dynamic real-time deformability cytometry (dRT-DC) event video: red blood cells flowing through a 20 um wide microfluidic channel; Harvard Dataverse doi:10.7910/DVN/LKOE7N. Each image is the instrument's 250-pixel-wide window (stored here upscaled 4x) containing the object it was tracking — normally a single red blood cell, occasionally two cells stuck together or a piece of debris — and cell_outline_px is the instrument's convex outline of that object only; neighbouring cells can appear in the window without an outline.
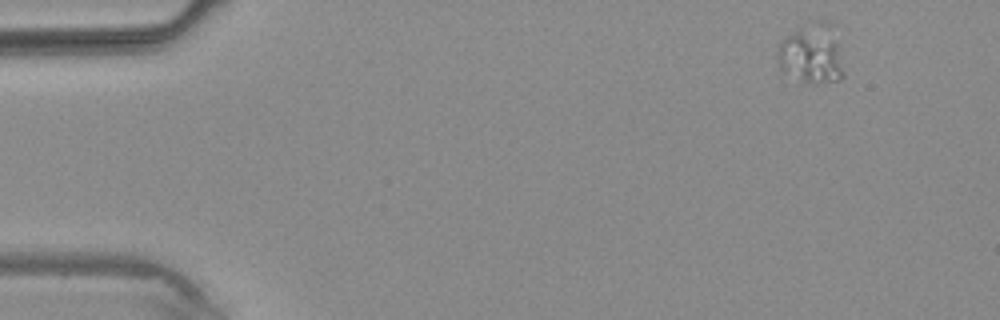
{"species": "common noctule bat (a hibernating species)", "species_latin": "Nyctalus noctula", "temperature_condition": "warm", "stored_images_in_passage": 5, "camera_frame_rate_fps": 3000, "um_per_image_px": 0.085, "animal": {"sex": "male", "body_mass_g": 20.4}, "frame": {"image": 1, "passage_image": 1, "time_ms": 0.0, "image_size_px": [1000, 320], "cell_outline_px": [[844, 76], [840, 80], [816, 84], [804, 80], [784, 72], [780, 68], [776, 52], [776, 48], [788, 36], [796, 32], [800, 32], [832, 40], [836, 44], [844, 72]], "centroid_in_image_um": [68.87, 4.96], "position_along_channel_um": 16.1, "area_um2": 18.9}}